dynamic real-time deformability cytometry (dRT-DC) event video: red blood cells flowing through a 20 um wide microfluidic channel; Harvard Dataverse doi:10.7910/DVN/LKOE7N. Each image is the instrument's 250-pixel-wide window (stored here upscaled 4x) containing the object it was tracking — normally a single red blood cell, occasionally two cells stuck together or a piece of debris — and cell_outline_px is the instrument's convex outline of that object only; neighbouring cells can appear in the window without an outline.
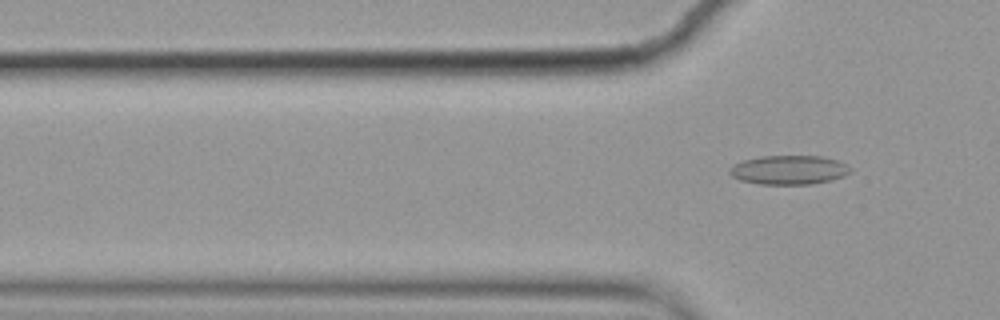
{"species": "common noctule bat (a hibernating species)", "species_latin": "Nyctalus noctula", "temperature_condition": "cold", "stored_images_in_passage": 3, "camera_frame_rate_fps": 3000, "um_per_image_px": 0.085, "animal": {"sex": "female", "body_mass_g": 19.9}, "frame": {"image": 1, "passage_image": 3, "time_ms": 0.667, "image_size_px": [1000, 320], "cell_outline_px": [[852, 172], [844, 176], [832, 180], [812, 184], [760, 184], [740, 180], [732, 176], [728, 172], [728, 168], [732, 164], [744, 160], [760, 156], [820, 156], [836, 160], [852, 168]], "centroid_in_image_um": [67.04, 14.44], "position_along_channel_um": 58.8, "area_um2": 20.58}}